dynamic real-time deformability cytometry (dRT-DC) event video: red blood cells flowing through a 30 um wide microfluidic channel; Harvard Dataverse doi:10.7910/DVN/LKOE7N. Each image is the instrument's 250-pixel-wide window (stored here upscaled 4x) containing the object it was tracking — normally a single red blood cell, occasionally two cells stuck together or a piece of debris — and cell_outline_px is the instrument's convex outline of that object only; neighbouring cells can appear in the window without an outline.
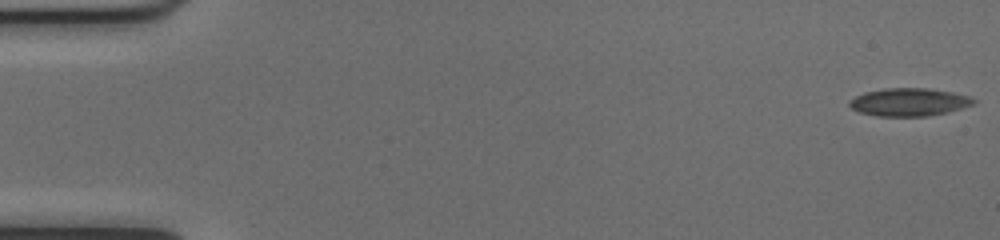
{"species": "common noctule bat (a hibernating species)", "species_latin": "Nyctalus noctula", "temperature_condition": "cold", "stored_images_in_passage": 52, "camera_frame_rate_fps": 3000, "um_per_image_px": 0.085, "animal": {"sex": "female", "body_mass_g": 17.0, "forearm_length_mm": 48.0}, "frame": {"image": 1, "passage_image": 1, "time_ms": 0.0, "image_size_px": [1000, 240], "cell_outline_px": [[976, 100], [972, 104], [948, 112], [928, 116], [876, 116], [860, 112], [852, 108], [848, 104], [848, 100], [864, 92], [884, 88], [928, 88], [952, 92], [972, 96]], "centroid_in_image_um": [77.26, 8.67], "position_along_channel_um": 7.7, "area_um2": 20.23}}
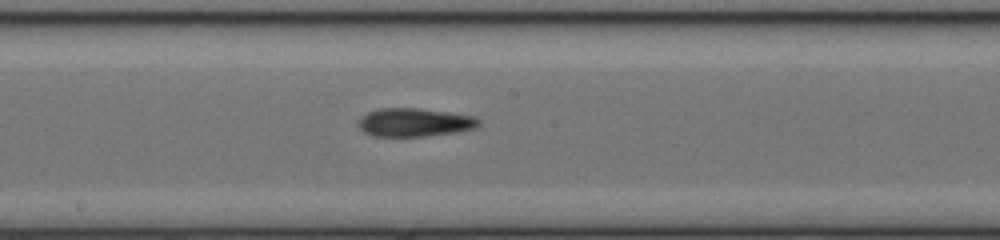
{"frame": {"image": 2, "passage_image": 28, "time_ms": 9.0, "image_size_px": [1000, 240], "cell_outline_px": [[480, 124], [476, 128], [456, 132], [424, 136], [376, 136], [364, 132], [356, 124], [356, 120], [360, 116], [368, 112], [380, 108], [416, 108], [448, 112], [476, 116], [480, 120]], "centroid_in_image_um": [35.22, 10.39], "position_along_channel_um": 213.0, "area_um2": 20.06}}
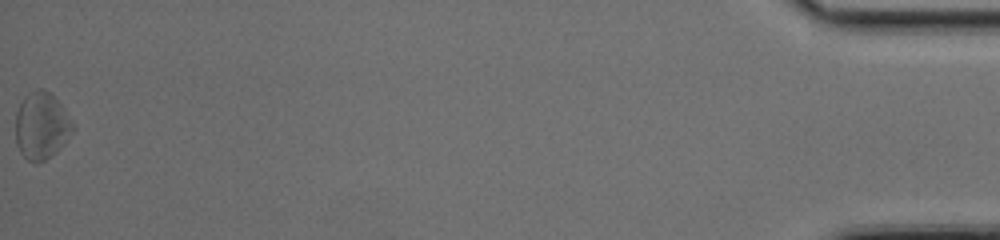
{"frame": {"image": 3, "passage_image": 52, "time_ms": 17.0, "image_size_px": [1000, 240], "cell_outline_px": [[72, 132], [56, 152], [44, 160], [36, 164], [32, 164], [20, 152], [16, 144], [16, 112], [24, 96], [28, 92], [36, 88], [40, 88], [48, 92], [60, 104], [72, 124]], "centroid_in_image_um": [3.47, 10.71], "position_along_channel_um": 431.7, "area_um2": 21.96}}